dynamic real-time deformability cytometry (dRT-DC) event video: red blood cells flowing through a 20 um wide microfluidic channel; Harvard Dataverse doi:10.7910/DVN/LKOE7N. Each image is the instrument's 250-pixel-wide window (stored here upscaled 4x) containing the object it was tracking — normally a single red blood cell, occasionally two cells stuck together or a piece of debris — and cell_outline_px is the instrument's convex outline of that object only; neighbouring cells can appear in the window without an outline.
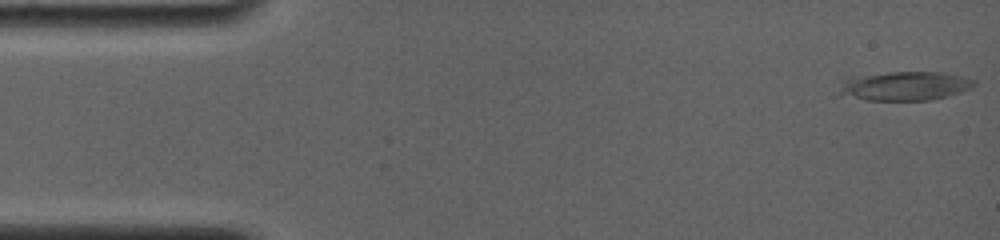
{"species": "common noctule bat (a hibernating species)", "species_latin": "Nyctalus noctula", "temperature_condition": "room temperature", "stored_images_in_passage": 6, "camera_frame_rate_fps": 4000, "um_per_image_px": 0.085, "animal": {"sex": "female", "body_mass_g": 19.0, "forearm_length_mm": 56.7}, "frame": {"image": 1, "passage_image": 1, "time_ms": 0.0, "image_size_px": [1000, 240], "cell_outline_px": [[976, 84], [960, 92], [928, 100], [868, 100], [840, 96], [840, 92], [844, 80], [848, 76], [888, 72], [940, 72], [960, 76], [976, 80]], "centroid_in_image_um": [76.84, 7.3], "position_along_channel_um": 8.2, "area_um2": 22.66}}